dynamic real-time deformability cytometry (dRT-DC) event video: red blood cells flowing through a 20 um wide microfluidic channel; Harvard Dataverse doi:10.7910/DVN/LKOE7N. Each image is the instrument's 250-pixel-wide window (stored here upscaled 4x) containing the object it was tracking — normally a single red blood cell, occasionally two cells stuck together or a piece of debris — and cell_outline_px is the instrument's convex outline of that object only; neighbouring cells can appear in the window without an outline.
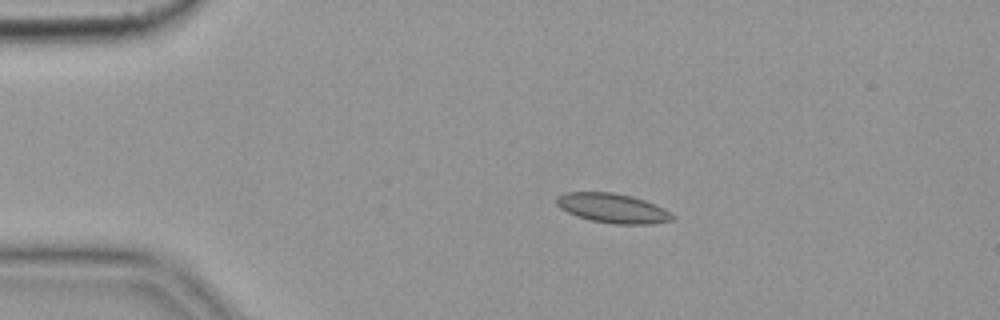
{"species": "common noctule bat (a hibernating species)", "species_latin": "Nyctalus noctula", "temperature_condition": "cold", "stored_images_in_passage": 7, "camera_frame_rate_fps": 3000, "um_per_image_px": 0.085, "animal": {"sex": "female", "body_mass_g": 19.9}, "frame": {"image": 1, "passage_image": 3, "time_ms": 0.667, "image_size_px": [1000, 320], "cell_outline_px": [[676, 216], [672, 220], [652, 224], [612, 224], [592, 220], [576, 216], [560, 208], [556, 204], [556, 200], [560, 196], [568, 192], [612, 192], [632, 196], [644, 200], [664, 208]], "centroid_in_image_um": [52.11, 17.7], "position_along_channel_um": 32.9, "area_um2": 19.83}}
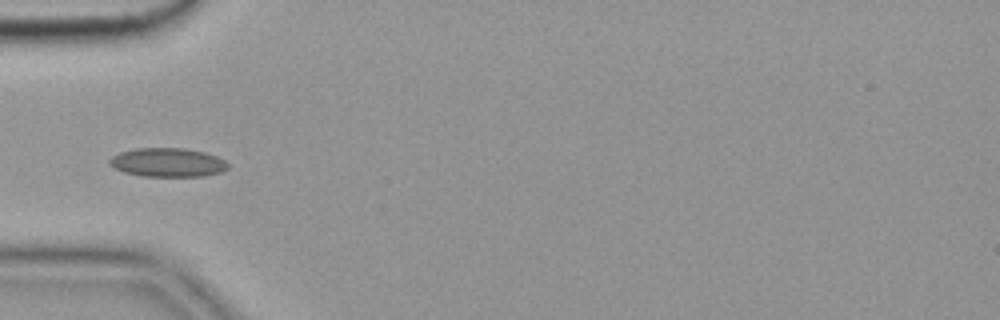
{"frame": {"image": 2, "passage_image": 5, "time_ms": 1.333, "image_size_px": [1000, 320], "cell_outline_px": [[228, 168], [220, 172], [204, 176], [140, 176], [124, 172], [112, 168], [108, 164], [108, 160], [112, 156], [120, 152], [136, 148], [184, 148], [204, 152], [216, 156], [224, 160], [228, 164]], "centroid_in_image_um": [14.2, 13.81], "position_along_channel_um": 70.8, "area_um2": 20.0}}
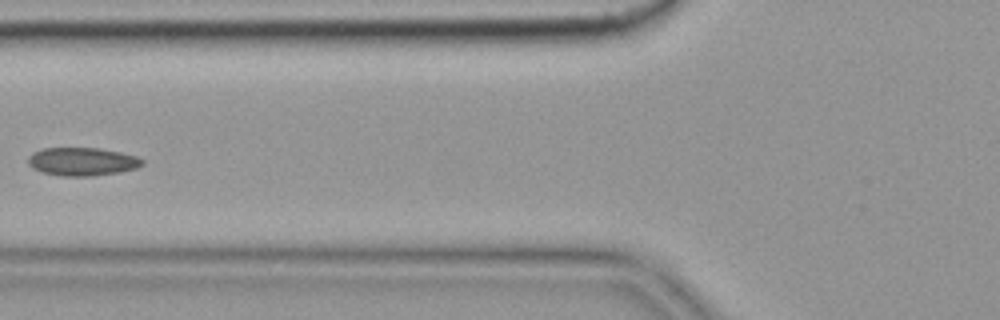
{"frame": {"image": 3, "passage_image": 6, "time_ms": 1.667, "image_size_px": [1000, 320], "cell_outline_px": [[144, 164], [136, 168], [120, 172], [92, 176], [64, 176], [40, 172], [32, 168], [28, 164], [28, 156], [32, 152], [44, 148], [100, 148], [120, 152], [136, 156], [144, 160]], "centroid_in_image_um": [6.97, 13.73], "position_along_channel_um": 118.8, "area_um2": 18.9}}